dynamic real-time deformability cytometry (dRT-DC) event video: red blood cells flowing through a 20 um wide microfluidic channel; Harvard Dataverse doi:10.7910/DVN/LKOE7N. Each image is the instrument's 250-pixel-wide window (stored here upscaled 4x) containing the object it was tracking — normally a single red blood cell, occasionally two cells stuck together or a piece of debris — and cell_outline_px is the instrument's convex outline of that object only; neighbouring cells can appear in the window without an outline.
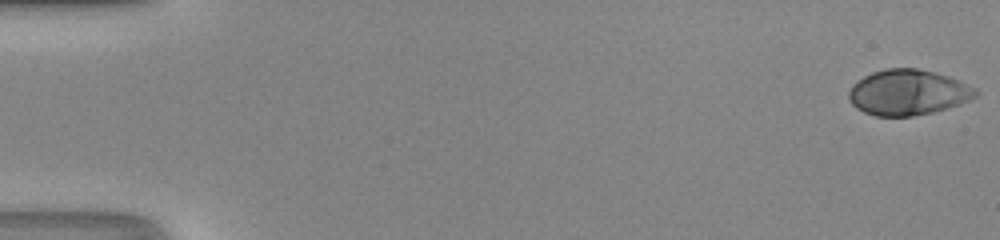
{"species": "human", "species_latin": "Homo sapiens", "temperature_condition": "room temperature", "stored_images_in_passage": 51, "camera_frame_rate_fps": 3000, "um_per_image_px": 0.085, "donor": {"sex": "male"}, "frame": {"image": 1, "passage_image": 1, "time_ms": 0.0, "image_size_px": [1000, 240], "cell_outline_px": [[980, 92], [976, 96], [960, 104], [948, 108], [932, 112], [912, 116], [876, 116], [864, 112], [856, 108], [852, 104], [848, 96], [848, 92], [852, 84], [856, 80], [872, 72], [884, 68], [916, 68], [948, 76], [976, 88]], "centroid_in_image_um": [77.15, 7.85], "position_along_channel_um": 7.8, "area_um2": 33.7}}
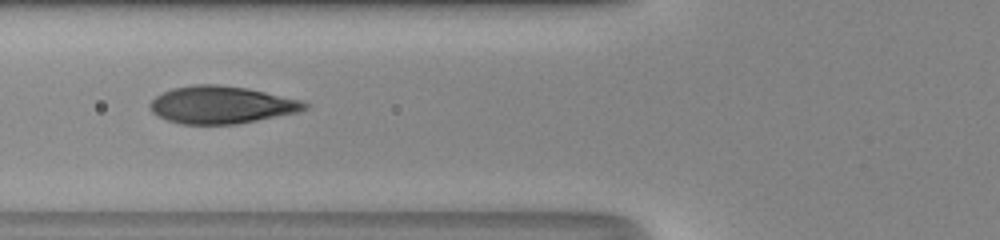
{"frame": {"image": 2, "passage_image": 21, "time_ms": 6.667, "image_size_px": [1000, 240], "cell_outline_px": [[308, 108], [300, 112], [236, 124], [180, 124], [156, 116], [148, 108], [148, 104], [156, 96], [172, 88], [192, 84], [220, 84], [248, 88], [300, 100], [308, 104]], "centroid_in_image_um": [18.79, 8.91], "position_along_channel_um": 107.0, "area_um2": 33.93}}
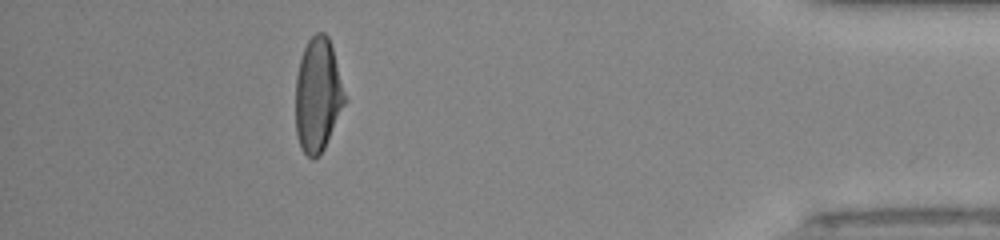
{"frame": {"image": 3, "passage_image": 46, "time_ms": 15.0, "image_size_px": [1000, 240], "cell_outline_px": [[348, 100], [320, 156], [312, 160], [300, 148], [296, 132], [296, 76], [300, 60], [304, 48], [308, 40], [316, 32], [324, 32], [328, 36], [332, 48]], "centroid_in_image_um": [27.03, 8.1], "position_along_channel_um": 408.2, "area_um2": 32.95}, "authors_computed_cell_mechanics": {"area_um2": 33.9286, "velocity_mm_per_s": 4.225, "shape_relaxation_time_tau1_ms": 4.5622, "shape_relaxation_time_tau2_ms": null, "deformation_change_tau1": 0.2349, "deformation_change_tau2": null}}